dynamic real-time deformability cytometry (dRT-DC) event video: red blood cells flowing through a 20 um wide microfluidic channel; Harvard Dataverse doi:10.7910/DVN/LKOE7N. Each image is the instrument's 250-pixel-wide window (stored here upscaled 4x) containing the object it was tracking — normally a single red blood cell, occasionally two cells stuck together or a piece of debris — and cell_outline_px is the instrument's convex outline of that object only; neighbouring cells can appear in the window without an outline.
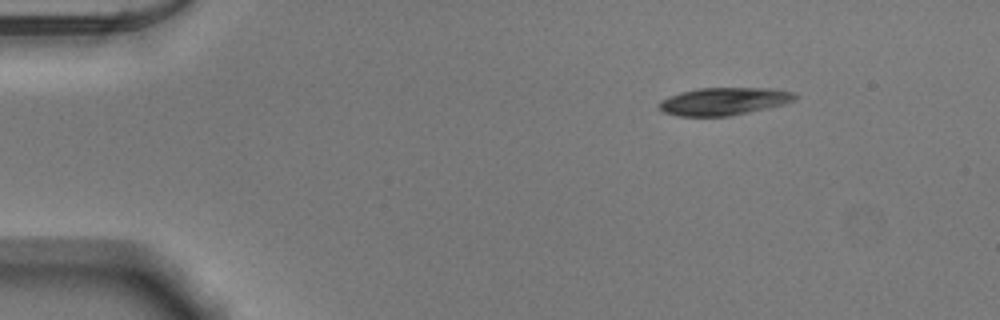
{"species": "Egyptian fruit bat (a non-hibernating species)", "species_latin": "Rousettus aegyptiacus", "temperature_condition": "warm", "stored_images_in_passage": 46, "camera_frame_rate_fps": 3000, "um_per_image_px": 0.085, "animal": {"sex": "male"}, "frame": {"image": 1, "passage_image": 1, "time_ms": 0.0, "image_size_px": [1000, 320], "cell_outline_px": [[800, 96], [796, 100], [784, 104], [728, 116], [676, 116], [664, 112], [656, 108], [656, 104], [660, 100], [668, 96], [680, 92], [700, 88], [768, 88], [796, 92]], "centroid_in_image_um": [61.5, 8.6], "position_along_channel_um": 23.5, "area_um2": 22.08}}
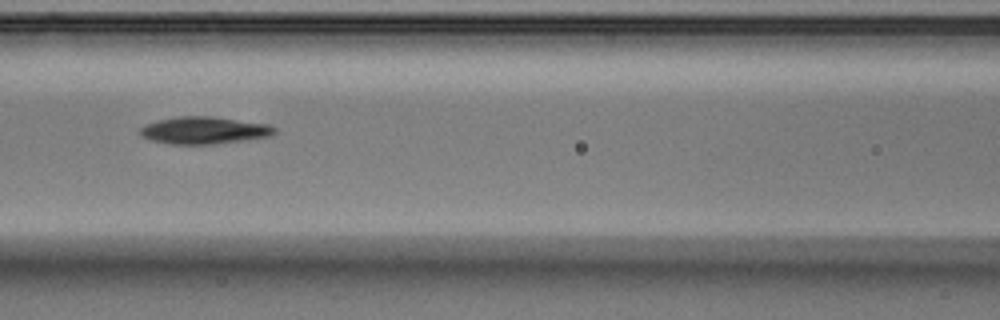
{"frame": {"image": 2, "passage_image": 17, "time_ms": 5.333, "image_size_px": [1000, 320], "cell_outline_px": [[276, 132], [268, 136], [244, 140], [216, 144], [172, 144], [152, 140], [144, 136], [140, 132], [140, 128], [144, 124], [156, 120], [176, 116], [212, 116], [268, 124], [276, 128]], "centroid_in_image_um": [17.34, 11.07], "position_along_channel_um": 149.3, "area_um2": 21.27}}
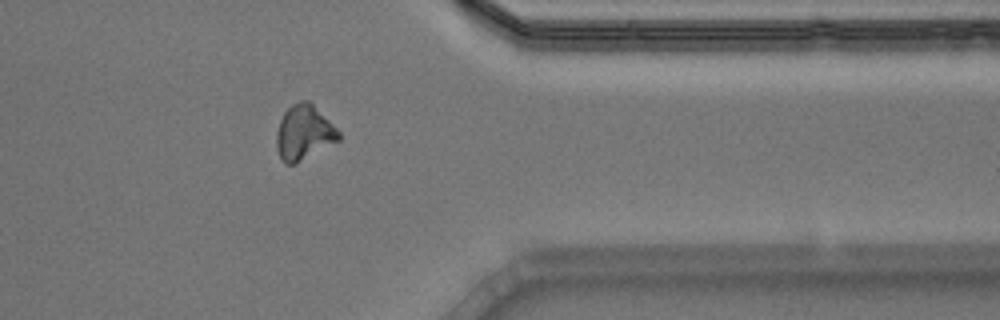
{"frame": {"image": 3, "passage_image": 36, "time_ms": 11.667, "image_size_px": [1000, 320], "cell_outline_px": [[340, 140], [296, 164], [284, 164], [276, 148], [276, 132], [280, 120], [284, 112], [292, 104], [300, 100], [308, 100], [340, 132]], "centroid_in_image_um": [25.81, 11.29], "position_along_channel_um": 385.6, "area_um2": 19.83}, "authors_computed_cell_mechanics": {"area_um2": 20.5768, "velocity_mm_per_s": 3.8952, "shape_relaxation_time_tau1_ms": 2.7533, "shape_relaxation_time_tau2_ms": null, "deformation_change_tau1": 0.1109, "deformation_change_tau2": null}}